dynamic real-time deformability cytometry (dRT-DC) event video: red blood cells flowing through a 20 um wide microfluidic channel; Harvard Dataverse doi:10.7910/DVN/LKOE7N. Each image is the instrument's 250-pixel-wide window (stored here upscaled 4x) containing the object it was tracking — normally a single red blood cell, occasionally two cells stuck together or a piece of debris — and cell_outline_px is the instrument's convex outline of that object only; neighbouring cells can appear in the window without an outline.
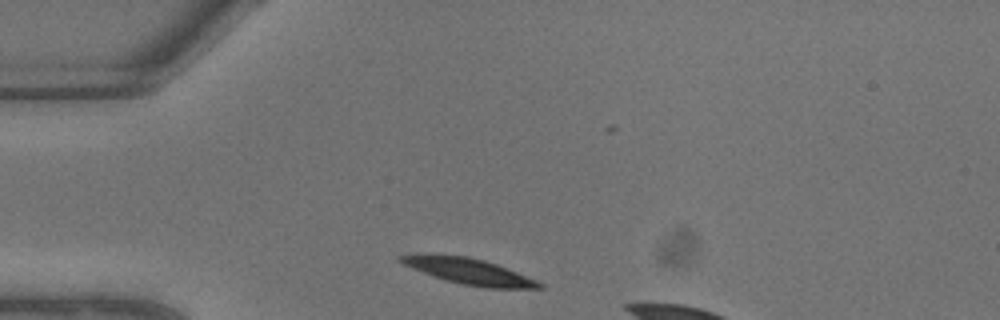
{"species": "common noctule bat (a hibernating species)", "species_latin": "Nyctalus noctula", "temperature_condition": "warm", "stored_images_in_passage": 3, "segment_of_instrument_passage": [1, 2], "camera_frame_rate_fps": 3000, "um_per_image_px": 0.085, "animal": {"sex": "male", "body_mass_g": 13.3}, "frame": {"image": 1, "passage_image": 1, "time_ms": 0.0, "image_size_px": [1000, 320], "cell_outline_px": [[544, 288], [484, 288], [460, 284], [444, 280], [412, 268], [396, 260], [396, 256], [416, 252], [420, 252], [468, 256], [484, 260], [496, 264], [536, 280], [544, 284]], "centroid_in_image_um": [39.74, 23.03], "position_along_channel_um": 45.3, "area_um2": 21.39}}